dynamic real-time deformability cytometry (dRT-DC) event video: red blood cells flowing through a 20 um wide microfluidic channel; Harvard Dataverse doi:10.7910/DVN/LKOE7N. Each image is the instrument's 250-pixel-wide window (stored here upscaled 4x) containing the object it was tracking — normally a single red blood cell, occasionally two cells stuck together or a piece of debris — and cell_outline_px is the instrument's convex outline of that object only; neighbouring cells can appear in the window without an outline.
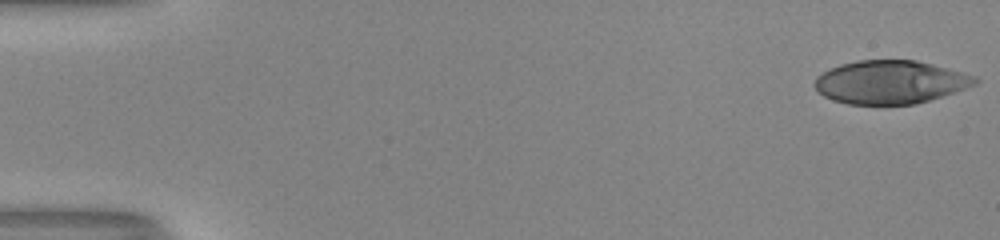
{"species": "human", "species_latin": "Homo sapiens", "temperature_condition": "room temperature", "stored_images_in_passage": 52, "camera_frame_rate_fps": 3000, "um_per_image_px": 0.085, "donor": {"sex": "male"}, "frame": {"image": 1, "passage_image": 1, "time_ms": 0.0, "image_size_px": [1000, 240], "cell_outline_px": [[980, 80], [976, 84], [916, 104], [848, 104], [832, 100], [824, 96], [816, 88], [816, 76], [828, 68], [840, 64], [856, 60], [916, 60], [948, 68], [976, 76]], "centroid_in_image_um": [75.65, 6.97], "position_along_channel_um": 9.3, "area_um2": 40.23}}
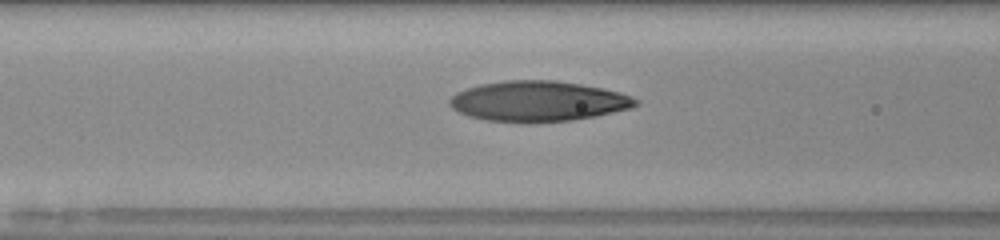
{"frame": {"image": 2, "passage_image": 22, "time_ms": 7.0, "image_size_px": [1000, 240], "cell_outline_px": [[640, 104], [632, 108], [596, 116], [572, 120], [536, 124], [524, 124], [484, 120], [468, 116], [452, 108], [448, 104], [448, 100], [456, 92], [480, 84], [504, 80], [556, 80], [604, 88], [620, 92], [632, 96], [640, 100]], "centroid_in_image_um": [45.76, 8.62], "position_along_channel_um": 120.8, "area_um2": 44.68}}
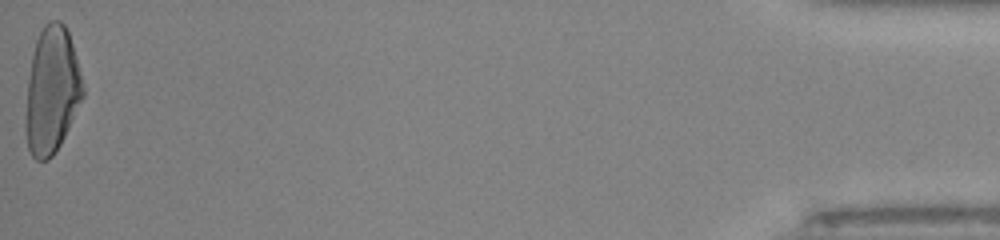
{"frame": {"image": 3, "passage_image": 52, "time_ms": 17.0, "image_size_px": [1000, 240], "cell_outline_px": [[84, 96], [60, 144], [52, 156], [48, 160], [36, 160], [32, 156], [28, 148], [24, 128], [24, 124], [28, 80], [32, 56], [36, 40], [44, 24], [48, 20], [60, 20], [64, 24], [68, 32], [72, 44], [80, 72], [84, 88]], "centroid_in_image_um": [4.39, 7.7], "position_along_channel_um": 430.8, "area_um2": 42.14}, "authors_computed_cell_mechanics": {"area_um2": 41.8761, "velocity_mm_per_s": 4.0868, "shape_relaxation_time_tau1_ms": 7.7409, "shape_relaxation_time_tau2_ms": 1.407, "deformation_change_tau1": 0.2992, "deformation_change_tau2": 0.0781}}